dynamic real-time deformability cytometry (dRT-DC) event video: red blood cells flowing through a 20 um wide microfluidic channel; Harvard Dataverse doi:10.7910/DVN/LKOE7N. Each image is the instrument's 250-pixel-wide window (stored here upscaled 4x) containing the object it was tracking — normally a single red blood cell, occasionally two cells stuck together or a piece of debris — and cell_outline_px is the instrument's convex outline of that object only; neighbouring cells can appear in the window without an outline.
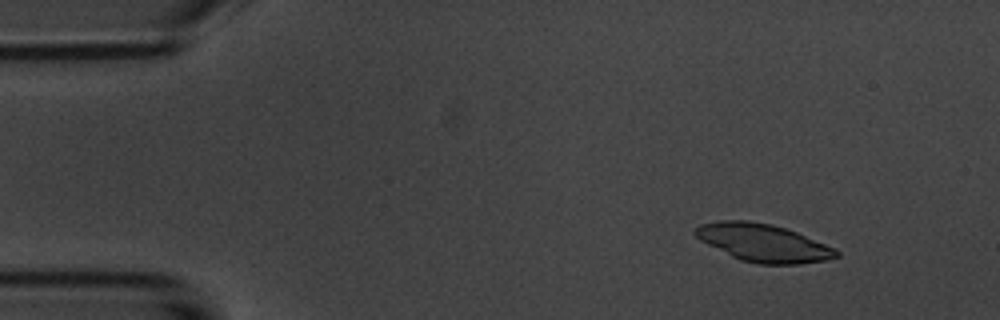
{"species": "common noctule bat (a hibernating species)", "species_latin": "Nyctalus noctula", "temperature_condition": "room temperature", "stored_images_in_passage": 34, "camera_frame_rate_fps": 3000, "um_per_image_px": 0.085, "animal": {"sex": "male", "body_mass_g": 20.1, "forearm_length_mm": 53.5}, "frame": {"image": 1, "passage_image": 6, "time_ms": 1.667, "image_size_px": [1000, 320], "cell_outline_px": [[840, 256], [824, 260], [796, 264], [760, 264], [740, 260], [700, 240], [692, 232], [692, 228], [700, 224], [720, 220], [748, 220], [772, 224], [796, 232], [836, 248], [840, 252]], "centroid_in_image_um": [64.85, 20.63], "position_along_channel_um": 20.1, "area_um2": 30.98}}